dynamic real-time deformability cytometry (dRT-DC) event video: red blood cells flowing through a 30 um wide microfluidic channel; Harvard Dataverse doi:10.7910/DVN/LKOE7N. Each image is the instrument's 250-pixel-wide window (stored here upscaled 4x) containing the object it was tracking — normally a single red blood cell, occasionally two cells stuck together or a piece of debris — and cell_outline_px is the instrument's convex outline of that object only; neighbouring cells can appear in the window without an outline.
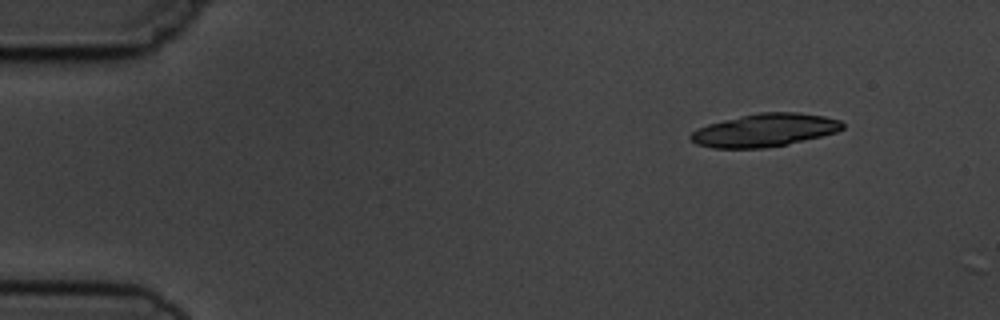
{"species": "common noctule bat (a hibernating species)", "species_latin": "Nyctalus noctula", "temperature_condition": "cold", "stored_images_in_passage": 3, "camera_frame_rate_fps": 3000, "um_per_image_px": 0.085, "animal": {"sex": "male", "body_mass_g": 19.5, "forearm_length_mm": 54.6}, "frame": {"image": 1, "passage_image": 1, "time_ms": 0.0, "image_size_px": [1000, 320], "cell_outline_px": [[844, 128], [836, 132], [788, 144], [764, 148], [712, 148], [696, 144], [688, 136], [692, 132], [708, 124], [724, 120], [760, 112], [796, 112], [824, 116], [840, 120], [844, 124]], "centroid_in_image_um": [65.01, 11.07], "position_along_channel_um": 20.0, "area_um2": 28.96}}